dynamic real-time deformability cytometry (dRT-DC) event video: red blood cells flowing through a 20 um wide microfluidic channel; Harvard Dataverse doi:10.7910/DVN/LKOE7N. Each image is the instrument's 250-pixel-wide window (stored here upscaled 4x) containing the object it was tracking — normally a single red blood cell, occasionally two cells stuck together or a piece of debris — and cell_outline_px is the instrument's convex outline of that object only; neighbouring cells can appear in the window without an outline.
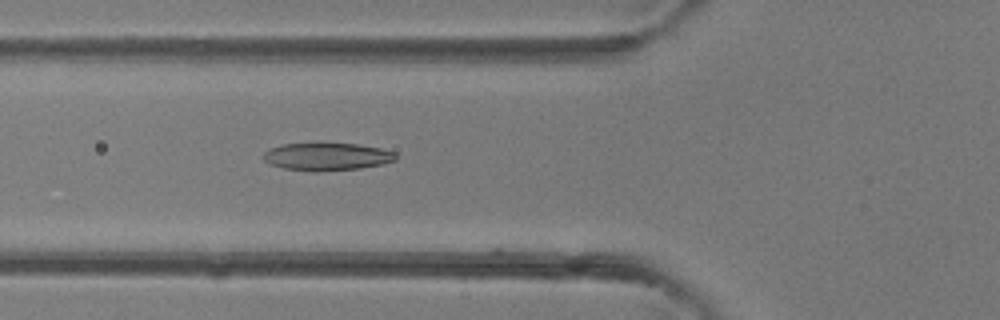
{"species": "common noctule bat (a hibernating species)", "species_latin": "Nyctalus noctula", "temperature_condition": "room temperature", "stored_images_in_passage": 19, "camera_frame_rate_fps": 3000, "um_per_image_px": 0.085, "animal": {"sex": "female"}, "frame": {"image": 1, "passage_image": 16, "time_ms": 5.0, "image_size_px": [1000, 320], "cell_outline_px": [[396, 160], [384, 164], [360, 168], [316, 172], [312, 172], [284, 168], [268, 164], [260, 156], [268, 148], [280, 144], [312, 140], [360, 144], [380, 148], [396, 152]], "centroid_in_image_um": [27.71, 13.26], "position_along_channel_um": 98.1, "area_um2": 22.72}}
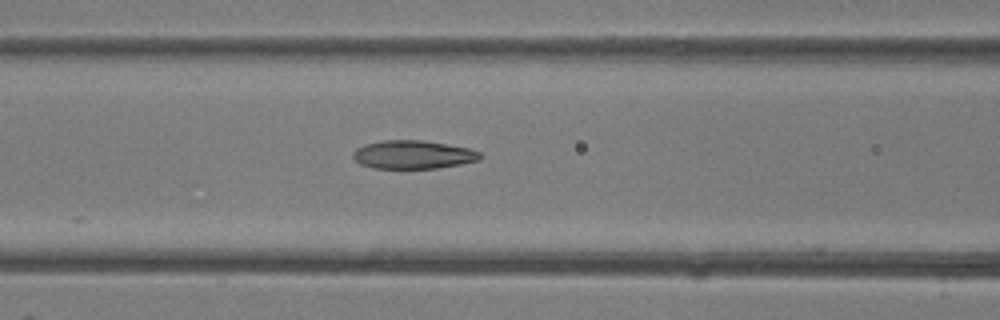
{"frame": {"image": 2, "passage_image": 18, "time_ms": 5.667, "image_size_px": [1000, 320], "cell_outline_px": [[480, 160], [460, 164], [436, 168], [372, 168], [360, 164], [352, 156], [352, 152], [356, 148], [364, 144], [380, 140], [424, 140], [468, 148], [480, 152]], "centroid_in_image_um": [35.07, 13.13], "position_along_channel_um": 131.5, "area_um2": 21.04}}